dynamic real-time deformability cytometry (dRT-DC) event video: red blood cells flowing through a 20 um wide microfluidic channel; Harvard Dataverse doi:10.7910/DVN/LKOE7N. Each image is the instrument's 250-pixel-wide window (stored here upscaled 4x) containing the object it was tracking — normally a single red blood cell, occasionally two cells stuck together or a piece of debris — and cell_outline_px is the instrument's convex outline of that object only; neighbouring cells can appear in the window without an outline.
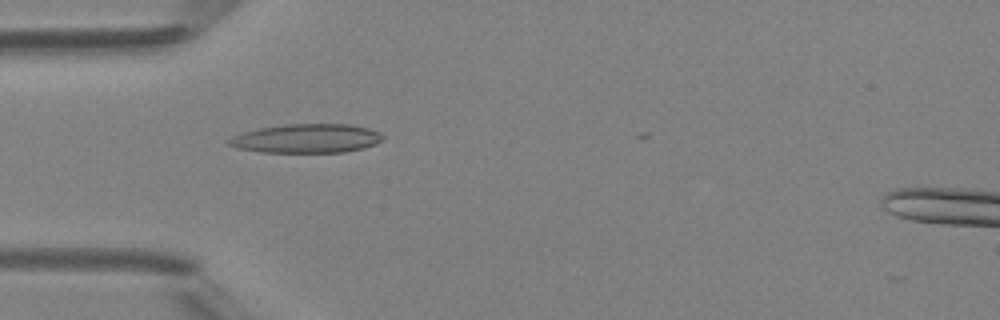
{"species": "Egyptian fruit bat (a non-hibernating species)", "species_latin": "Rousettus aegyptiacus", "temperature_condition": "room temperature", "stored_images_in_passage": 6, "camera_frame_rate_fps": 3000, "um_per_image_px": 0.085, "animal": {"sex": "female"}, "frame": {"image": 1, "passage_image": 5, "time_ms": 4.333, "image_size_px": [1000, 320], "cell_outline_px": [[384, 140], [376, 144], [364, 148], [344, 152], [260, 152], [236, 148], [228, 144], [224, 140], [232, 136], [244, 132], [260, 128], [284, 124], [352, 124], [368, 128], [380, 132], [384, 136]], "centroid_in_image_um": [26.07, 11.77], "position_along_channel_um": 58.9, "area_um2": 26.24}}